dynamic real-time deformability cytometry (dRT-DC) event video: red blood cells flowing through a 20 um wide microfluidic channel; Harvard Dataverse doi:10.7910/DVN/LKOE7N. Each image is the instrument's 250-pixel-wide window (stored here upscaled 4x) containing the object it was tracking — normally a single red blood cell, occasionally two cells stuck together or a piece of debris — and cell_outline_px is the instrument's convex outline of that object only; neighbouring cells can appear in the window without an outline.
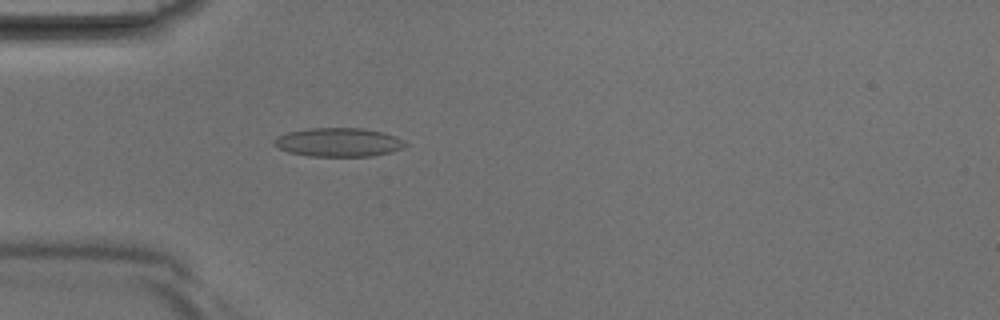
{"species": "Egyptian fruit bat (a non-hibernating species)", "species_latin": "Rousettus aegyptiacus", "temperature_condition": "room temperature", "stored_images_in_passage": 40, "camera_frame_rate_fps": 3000, "um_per_image_px": 0.085, "animal": {"sex": "male"}, "frame": {"image": 1, "passage_image": 12, "time_ms": 3.667, "image_size_px": [1000, 320], "cell_outline_px": [[408, 144], [404, 148], [392, 152], [372, 156], [308, 156], [288, 152], [276, 148], [272, 144], [272, 140], [276, 136], [288, 132], [308, 128], [364, 128], [396, 136], [404, 140]], "centroid_in_image_um": [28.74, 12.09], "position_along_channel_um": 56.3, "area_um2": 22.31}}
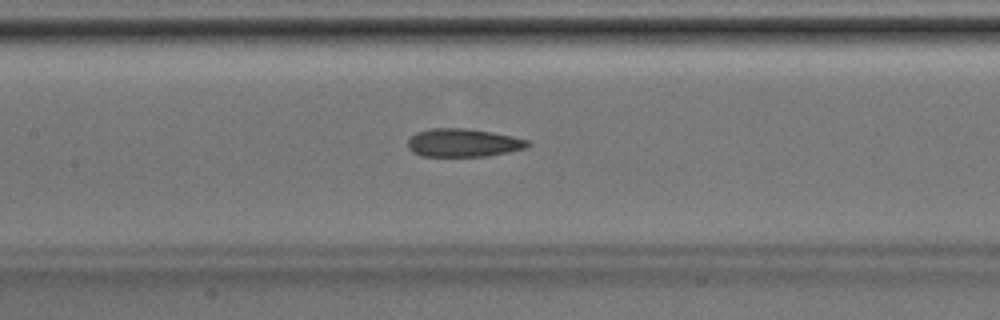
{"frame": {"image": 2, "passage_image": 19, "time_ms": 6.0, "image_size_px": [1000, 320], "cell_outline_px": [[532, 144], [528, 148], [488, 156], [420, 156], [412, 152], [408, 148], [408, 140], [416, 132], [432, 128], [464, 128], [492, 132], [512, 136], [528, 140]], "centroid_in_image_um": [39.39, 12.14], "position_along_channel_um": 168.0, "area_um2": 19.83}}
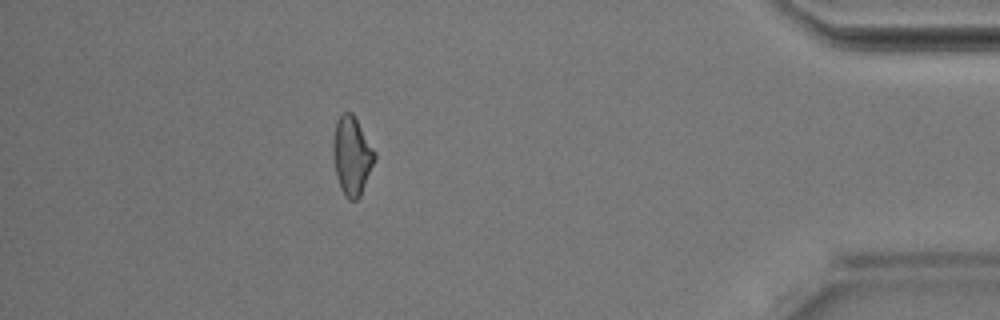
{"frame": {"image": 3, "passage_image": 36, "time_ms": 11.667, "image_size_px": [1000, 320], "cell_outline_px": [[376, 160], [360, 196], [356, 200], [348, 200], [344, 196], [340, 188], [336, 176], [332, 156], [332, 140], [336, 120], [344, 112], [352, 112], [376, 152]], "centroid_in_image_um": [29.9, 13.25], "position_along_channel_um": 405.3, "area_um2": 19.36}}